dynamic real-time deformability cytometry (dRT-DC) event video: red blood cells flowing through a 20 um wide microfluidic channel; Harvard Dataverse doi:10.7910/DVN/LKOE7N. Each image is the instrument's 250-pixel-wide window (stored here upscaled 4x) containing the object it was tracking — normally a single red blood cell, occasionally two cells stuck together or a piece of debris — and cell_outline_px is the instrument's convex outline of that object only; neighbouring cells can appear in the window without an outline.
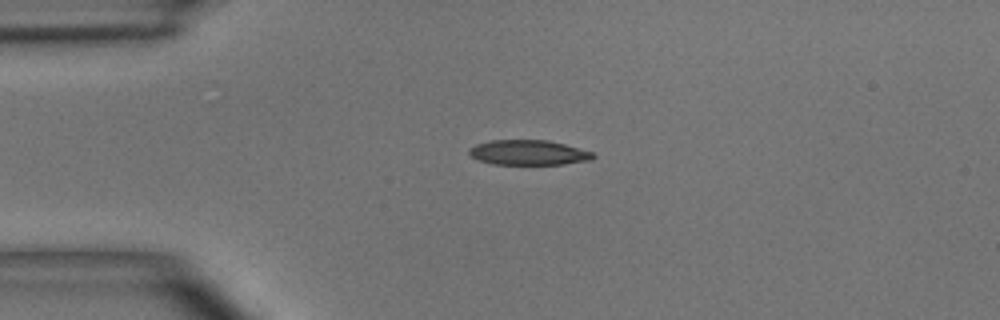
{"species": "common noctule bat (a hibernating species)", "species_latin": "Nyctalus noctula", "temperature_condition": "room temperature", "stored_images_in_passage": 3, "camera_frame_rate_fps": 3000, "um_per_image_px": 0.085, "animal": {"sex": "male", "body_mass_g": 15.6}, "frame": {"image": 1, "passage_image": 3, "time_ms": 2.333, "image_size_px": [1000, 320], "cell_outline_px": [[596, 156], [592, 160], [564, 164], [492, 164], [476, 160], [468, 152], [468, 148], [476, 144], [492, 140], [548, 140], [564, 144], [592, 152]], "centroid_in_image_um": [44.9, 12.97], "position_along_channel_um": 40.1, "area_um2": 18.09}}